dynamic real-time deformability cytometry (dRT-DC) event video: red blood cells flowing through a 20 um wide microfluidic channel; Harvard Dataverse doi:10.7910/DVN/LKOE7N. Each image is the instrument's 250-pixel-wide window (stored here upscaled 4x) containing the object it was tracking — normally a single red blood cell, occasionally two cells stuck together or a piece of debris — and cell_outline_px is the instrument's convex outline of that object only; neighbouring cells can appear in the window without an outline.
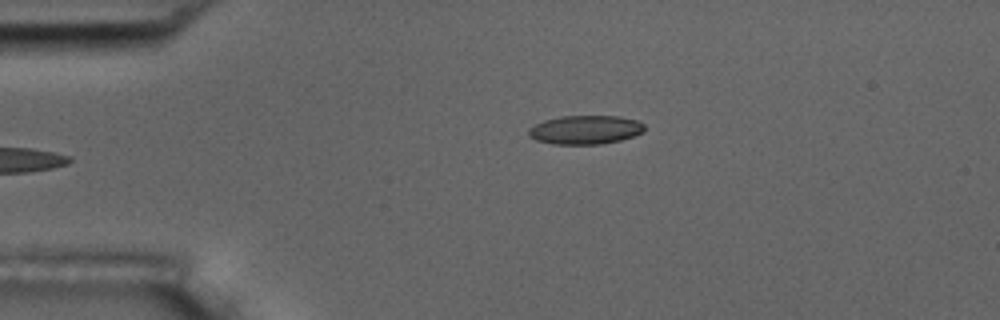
{"species": "common noctule bat (a hibernating species)", "species_latin": "Nyctalus noctula", "temperature_condition": "room temperature", "stored_images_in_passage": 5, "camera_frame_rate_fps": 3000, "um_per_image_px": 0.085, "animal": {"sex": "male", "body_mass_g": 17.5, "forearm_length_mm": 52.3}, "frame": {"image": 1, "passage_image": 5, "time_ms": 5.333, "image_size_px": [1000, 320], "cell_outline_px": [[644, 132], [620, 140], [600, 144], [552, 144], [536, 140], [528, 136], [528, 128], [544, 120], [560, 116], [620, 116], [636, 120], [644, 124]], "centroid_in_image_um": [49.73, 11.03], "position_along_channel_um": 35.3, "area_um2": 19.48}}